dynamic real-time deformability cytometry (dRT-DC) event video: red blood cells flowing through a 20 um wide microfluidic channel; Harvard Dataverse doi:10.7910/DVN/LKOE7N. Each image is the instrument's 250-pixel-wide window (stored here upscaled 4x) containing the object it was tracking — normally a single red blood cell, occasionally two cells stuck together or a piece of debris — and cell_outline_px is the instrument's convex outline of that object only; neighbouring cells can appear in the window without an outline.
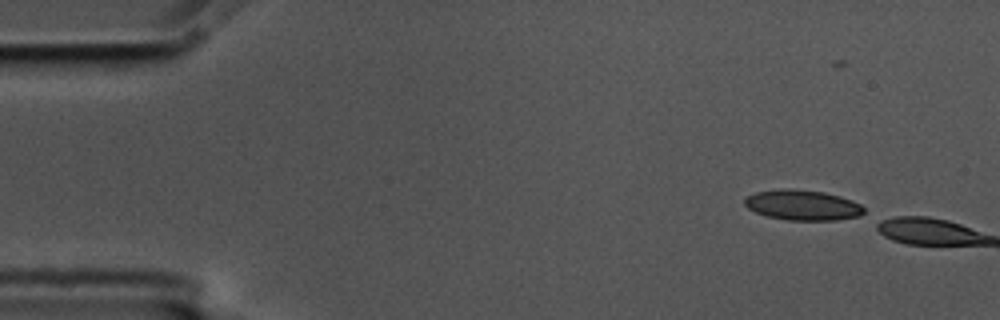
{"species": "common noctule bat (a hibernating species)", "species_latin": "Nyctalus noctula", "temperature_condition": "cold", "stored_images_in_passage": 3, "camera_frame_rate_fps": 3000, "um_per_image_px": 0.085, "animal": {"sex": "male", "body_mass_g": 17.5, "forearm_length_mm": 52.3}, "frame": {"image": 1, "passage_image": 2, "time_ms": 0.333, "image_size_px": [1000, 320], "cell_outline_px": [[864, 212], [860, 216], [836, 220], [788, 220], [768, 216], [756, 212], [748, 208], [744, 204], [744, 200], [748, 196], [756, 192], [784, 188], [788, 188], [824, 192], [840, 196], [852, 200], [860, 204], [864, 208]], "centroid_in_image_um": [68.24, 17.43], "position_along_channel_um": 16.8, "area_um2": 20.98}}